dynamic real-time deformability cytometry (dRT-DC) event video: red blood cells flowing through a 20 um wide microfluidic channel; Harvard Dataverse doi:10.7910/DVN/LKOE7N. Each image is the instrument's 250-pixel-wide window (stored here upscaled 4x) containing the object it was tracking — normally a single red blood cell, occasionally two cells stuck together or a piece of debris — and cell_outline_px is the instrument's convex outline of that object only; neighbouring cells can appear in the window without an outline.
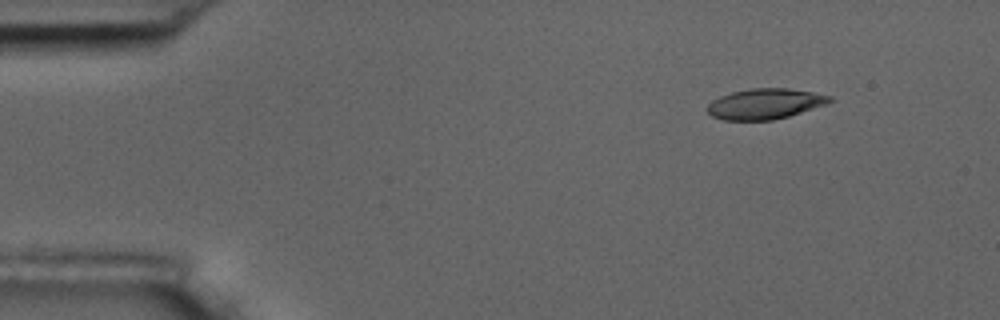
{"species": "common noctule bat (a hibernating species)", "species_latin": "Nyctalus noctula", "temperature_condition": "room temperature", "stored_images_in_passage": 7, "camera_frame_rate_fps": 3000, "um_per_image_px": 0.085, "animal": {"sex": "male", "body_mass_g": 17.5, "forearm_length_mm": 52.3}, "frame": {"image": 1, "passage_image": 1, "time_ms": 0.0, "image_size_px": [1000, 320], "cell_outline_px": [[836, 100], [788, 116], [772, 120], [724, 120], [712, 116], [704, 108], [712, 100], [720, 96], [732, 92], [748, 88], [788, 88], [812, 92], [832, 96]], "centroid_in_image_um": [64.99, 8.82], "position_along_channel_um": 20.0, "area_um2": 21.73}}
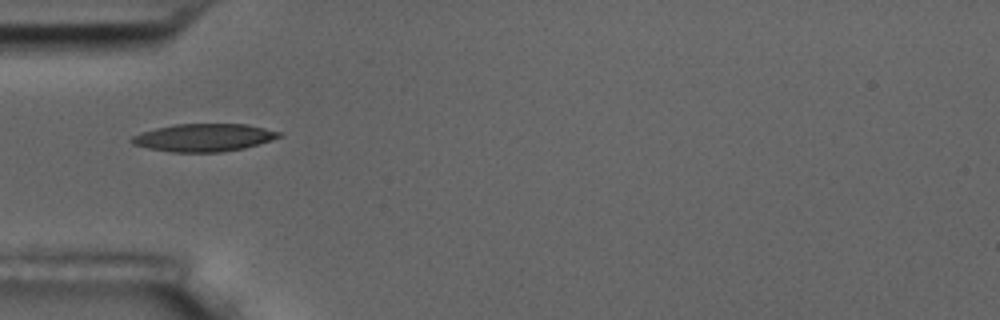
{"frame": {"image": 2, "passage_image": 4, "time_ms": 3.667, "image_size_px": [1000, 320], "cell_outline_px": [[280, 136], [272, 140], [244, 148], [220, 152], [172, 152], [148, 148], [132, 144], [128, 140], [132, 136], [140, 132], [156, 128], [176, 124], [248, 124], [280, 132]], "centroid_in_image_um": [17.28, 11.69], "position_along_channel_um": 67.7, "area_um2": 23.76}}
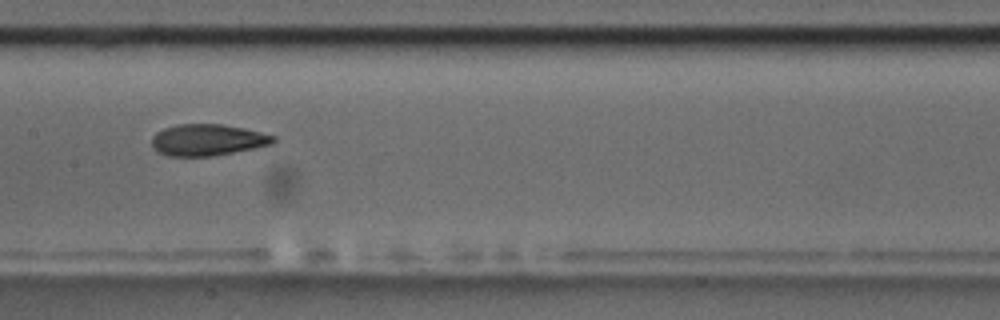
{"frame": {"image": 3, "passage_image": 7, "time_ms": 7.0, "image_size_px": [1000, 320], "cell_outline_px": [[276, 140], [272, 144], [212, 156], [168, 156], [156, 152], [152, 148], [152, 136], [156, 132], [164, 128], [180, 124], [220, 124], [244, 128], [276, 136]], "centroid_in_image_um": [17.6, 11.89], "position_along_channel_um": 189.8, "area_um2": 22.25}}